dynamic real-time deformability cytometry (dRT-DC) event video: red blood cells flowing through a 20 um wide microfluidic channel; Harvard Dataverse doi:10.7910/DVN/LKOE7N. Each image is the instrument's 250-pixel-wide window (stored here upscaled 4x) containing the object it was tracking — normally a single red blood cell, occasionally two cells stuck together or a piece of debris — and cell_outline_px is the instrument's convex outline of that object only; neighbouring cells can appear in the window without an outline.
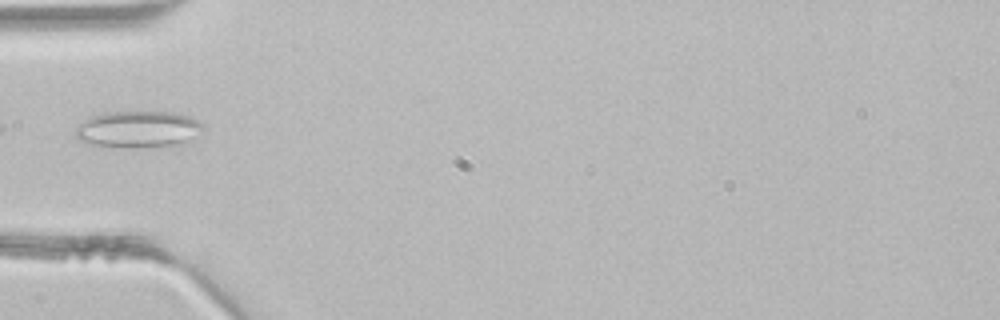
{"species": "common noctule bat (a hibernating species)", "species_latin": "Nyctalus noctula", "temperature_condition": "room temperature", "stored_images_in_passage": 2, "camera_frame_rate_fps": 3000, "um_per_image_px": 0.085, "animal": {"sex": "male", "body_mass_g": 21.5, "forearm_length_mm": 52.0}, "frame": {"image": 1, "passage_image": 2, "time_ms": 0.333, "image_size_px": [1000, 320], "cell_outline_px": [[204, 128], [184, 144], [128, 148], [88, 144], [80, 140], [76, 136], [76, 128], [84, 120], [92, 116], [108, 112], [176, 112], [192, 116], [204, 124]], "centroid_in_image_um": [11.78, 10.99], "position_along_channel_um": 73.2, "area_um2": 27.34}}